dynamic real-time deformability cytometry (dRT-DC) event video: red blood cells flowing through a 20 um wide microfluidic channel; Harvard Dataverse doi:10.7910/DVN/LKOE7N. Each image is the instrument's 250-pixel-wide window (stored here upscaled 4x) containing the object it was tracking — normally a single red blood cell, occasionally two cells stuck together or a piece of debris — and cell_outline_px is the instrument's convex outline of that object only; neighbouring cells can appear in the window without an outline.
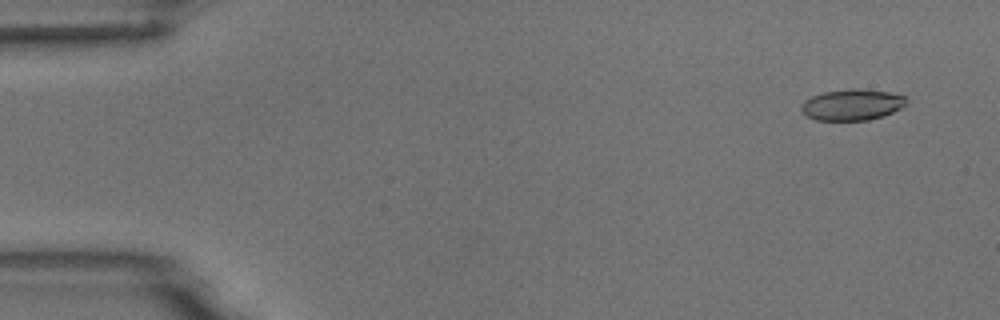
{"species": "common noctule bat (a hibernating species)", "species_latin": "Nyctalus noctula", "temperature_condition": "room temperature", "stored_images_in_passage": 4, "camera_frame_rate_fps": 3000, "um_per_image_px": 0.085, "animal": {"sex": "male", "body_mass_g": 18.8}, "frame": {"image": 1, "passage_image": 1, "time_ms": 0.0, "image_size_px": [1000, 320], "cell_outline_px": [[904, 104], [900, 108], [884, 116], [868, 120], [816, 120], [808, 116], [800, 108], [800, 104], [804, 100], [812, 96], [824, 92], [852, 88], [860, 88], [888, 92], [904, 96]], "centroid_in_image_um": [72.38, 8.9], "position_along_channel_um": 12.6, "area_um2": 18.9}}